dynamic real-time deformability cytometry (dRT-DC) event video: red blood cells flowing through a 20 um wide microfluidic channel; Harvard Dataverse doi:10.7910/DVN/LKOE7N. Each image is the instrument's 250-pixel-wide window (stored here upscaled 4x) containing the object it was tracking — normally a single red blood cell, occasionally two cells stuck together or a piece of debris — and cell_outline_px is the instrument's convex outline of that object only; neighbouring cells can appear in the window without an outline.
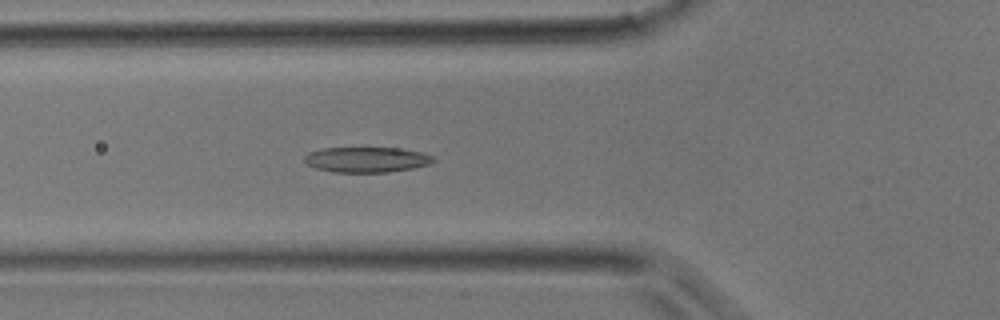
{"species": "common noctule bat (a hibernating species)", "species_latin": "Nyctalus noctula", "temperature_condition": "room temperature", "stored_images_in_passage": 24, "camera_frame_rate_fps": 3000, "um_per_image_px": 0.085, "animal": {"sex": "male", "body_mass_g": 17.9}, "frame": {"image": 1, "passage_image": 11, "time_ms": 3.333, "image_size_px": [1000, 320], "cell_outline_px": [[436, 160], [428, 164], [412, 168], [388, 172], [332, 172], [316, 168], [308, 164], [304, 160], [304, 156], [308, 152], [324, 148], [400, 148], [420, 152], [432, 156]], "centroid_in_image_um": [31.14, 13.57], "position_along_channel_um": 94.7, "area_um2": 18.9}}
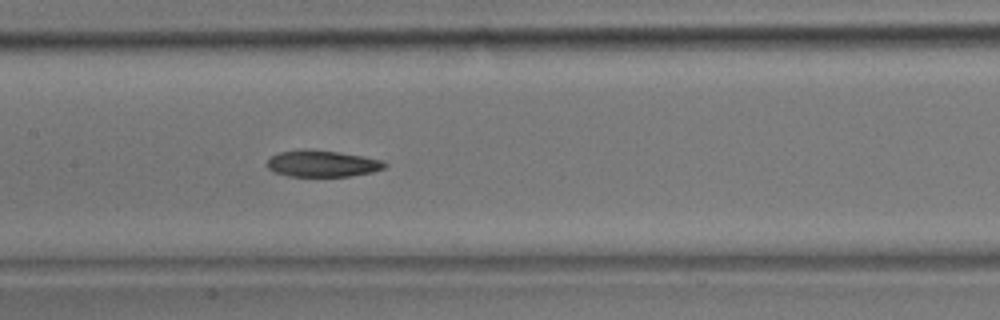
{"frame": {"image": 2, "passage_image": 16, "time_ms": 5.0, "image_size_px": [1000, 320], "cell_outline_px": [[388, 164], [384, 168], [372, 172], [348, 176], [288, 176], [272, 172], [268, 168], [268, 160], [272, 156], [280, 152], [304, 148], [340, 152], [364, 156], [384, 160]], "centroid_in_image_um": [27.41, 13.89], "position_along_channel_um": 180.0, "area_um2": 18.32}}
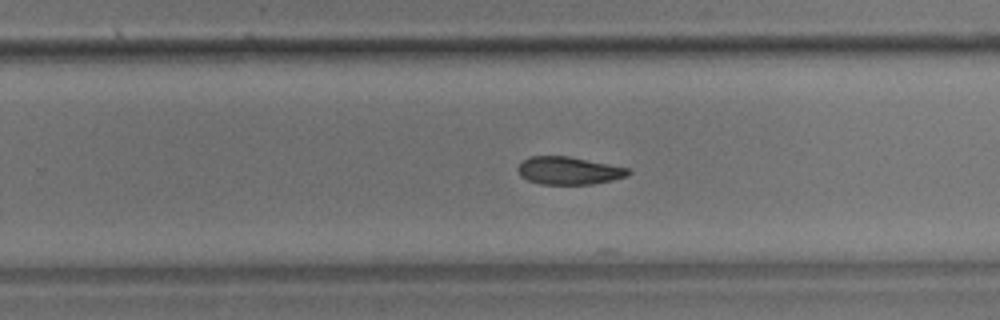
{"frame": {"image": 3, "passage_image": 22, "time_ms": 7.0, "image_size_px": [1000, 320], "cell_outline_px": [[632, 172], [628, 176], [612, 180], [592, 184], [540, 184], [528, 180], [520, 176], [516, 168], [528, 156], [568, 156], [628, 168]], "centroid_in_image_um": [48.33, 14.51], "position_along_channel_um": 281.5, "area_um2": 17.8}}